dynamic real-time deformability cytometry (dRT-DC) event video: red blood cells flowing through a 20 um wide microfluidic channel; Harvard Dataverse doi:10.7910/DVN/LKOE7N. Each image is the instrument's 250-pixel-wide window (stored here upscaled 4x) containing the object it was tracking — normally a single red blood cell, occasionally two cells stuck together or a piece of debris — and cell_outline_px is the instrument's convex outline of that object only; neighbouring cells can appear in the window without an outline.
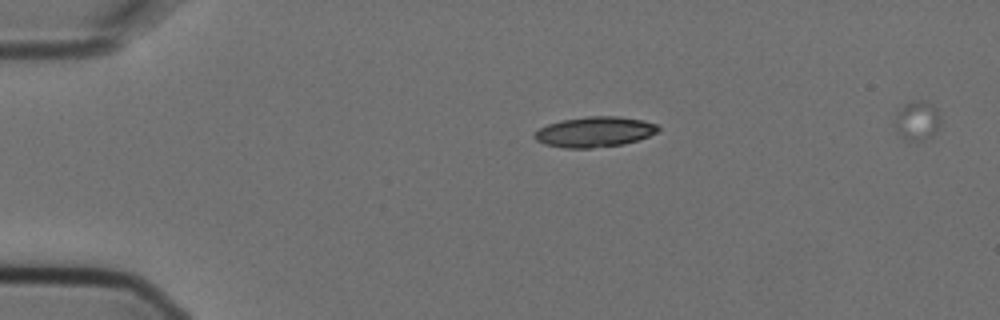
{"species": "Egyptian fruit bat (a non-hibernating species)", "species_latin": "Rousettus aegyptiacus", "temperature_condition": "cold", "stored_images_in_passage": 3, "camera_frame_rate_fps": 3000, "um_per_image_px": 0.085, "animal": {"sex": "female"}, "frame": {"image": 1, "passage_image": 1, "time_ms": 0.0, "image_size_px": [1000, 320], "cell_outline_px": [[660, 128], [656, 132], [648, 136], [624, 144], [592, 148], [564, 148], [544, 144], [536, 140], [532, 136], [540, 128], [548, 124], [560, 120], [588, 116], [616, 116], [644, 120], [656, 124]], "centroid_in_image_um": [50.52, 11.21], "position_along_channel_um": 34.5, "area_um2": 21.85}}